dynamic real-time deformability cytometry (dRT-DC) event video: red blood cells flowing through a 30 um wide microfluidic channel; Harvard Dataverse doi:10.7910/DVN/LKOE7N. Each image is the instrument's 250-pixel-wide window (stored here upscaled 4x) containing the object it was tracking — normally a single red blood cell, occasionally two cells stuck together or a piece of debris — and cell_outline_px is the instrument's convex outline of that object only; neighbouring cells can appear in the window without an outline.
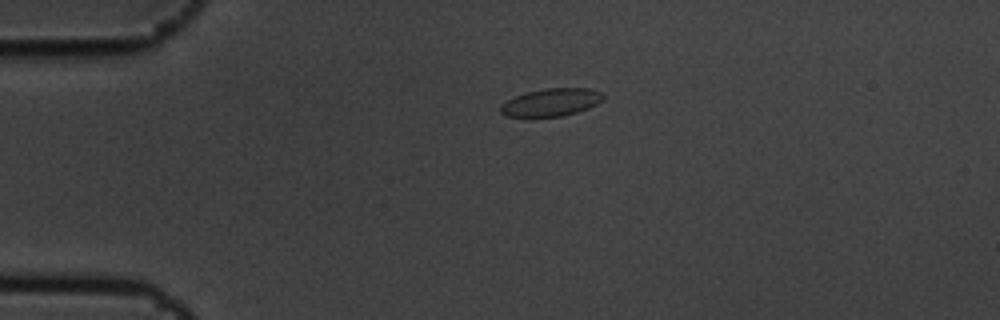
{"species": "common noctule bat (a hibernating species)", "species_latin": "Nyctalus noctula", "temperature_condition": "cold", "stored_images_in_passage": 6, "camera_frame_rate_fps": 3000, "um_per_image_px": 0.085, "animal": {"sex": "male", "body_mass_g": 19.5, "forearm_length_mm": 54.6}, "frame": {"image": 1, "passage_image": 6, "time_ms": 1.667, "image_size_px": [1000, 320], "cell_outline_px": [[604, 96], [596, 104], [588, 108], [576, 112], [560, 116], [504, 116], [500, 112], [500, 108], [508, 100], [516, 96], [528, 92], [544, 88], [592, 88], [600, 92]], "centroid_in_image_um": [46.86, 8.68], "position_along_channel_um": 38.1, "area_um2": 16.18}}